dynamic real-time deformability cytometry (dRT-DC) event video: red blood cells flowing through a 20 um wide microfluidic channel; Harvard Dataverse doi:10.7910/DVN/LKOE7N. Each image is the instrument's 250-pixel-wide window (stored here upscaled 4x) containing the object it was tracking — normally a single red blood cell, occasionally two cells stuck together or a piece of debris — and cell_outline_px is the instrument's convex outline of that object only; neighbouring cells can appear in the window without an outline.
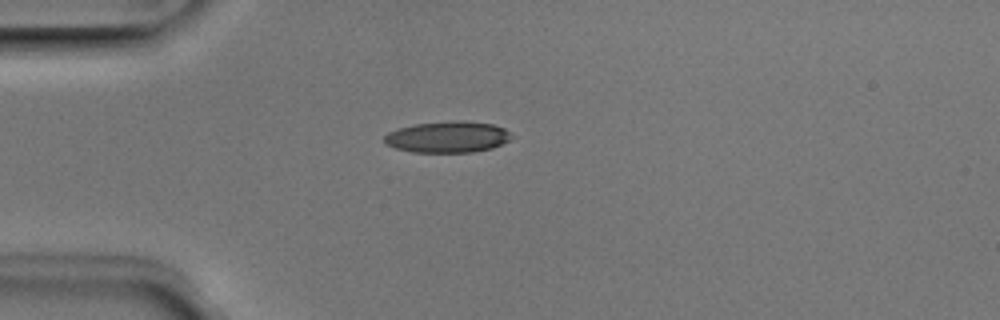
{"species": "Egyptian fruit bat (a non-hibernating species)", "species_latin": "Rousettus aegyptiacus", "temperature_condition": "room temperature", "stored_images_in_passage": 1, "camera_frame_rate_fps": 3000, "um_per_image_px": 0.085, "animal": {"sex": "male"}, "frame": {"image": 1, "passage_image": 1, "time_ms": 0.0, "image_size_px": [1000, 320], "cell_outline_px": [[512, 136], [508, 140], [492, 148], [472, 152], [412, 152], [396, 148], [388, 144], [384, 140], [384, 136], [388, 132], [400, 128], [416, 124], [452, 120], [464, 120], [492, 124], [504, 128], [512, 132]], "centroid_in_image_um": [38.08, 11.63], "position_along_channel_um": 46.9, "area_um2": 23.12}}